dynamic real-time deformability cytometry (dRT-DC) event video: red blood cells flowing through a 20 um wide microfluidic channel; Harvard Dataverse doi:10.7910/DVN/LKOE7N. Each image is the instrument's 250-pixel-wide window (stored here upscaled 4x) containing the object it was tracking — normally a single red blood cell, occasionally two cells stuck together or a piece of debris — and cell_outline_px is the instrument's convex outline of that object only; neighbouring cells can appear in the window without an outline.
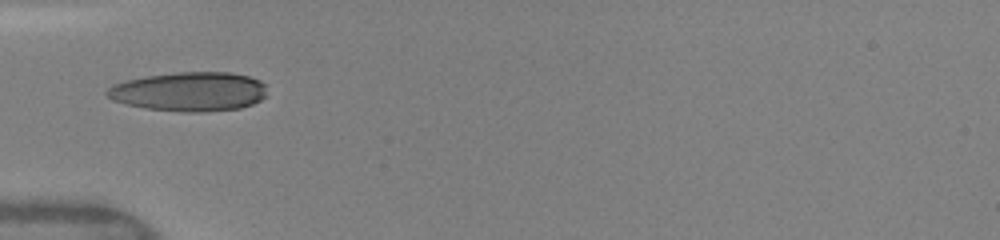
{"species": "human", "species_latin": "Homo sapiens", "temperature_condition": "warm", "stored_images_in_passage": 33, "camera_frame_rate_fps": 3000, "um_per_image_px": 0.085, "donor": {"sex": "female"}, "frame": {"image": 1, "passage_image": 1, "time_ms": 0.0, "image_size_px": [1000, 240], "cell_outline_px": [[264, 96], [260, 100], [252, 104], [240, 108], [204, 112], [184, 112], [144, 108], [112, 100], [104, 92], [112, 84], [124, 80], [148, 76], [176, 72], [228, 72], [248, 76], [260, 80], [264, 84]], "centroid_in_image_um": [16.06, 7.78], "position_along_channel_um": 68.9, "area_um2": 36.53}}
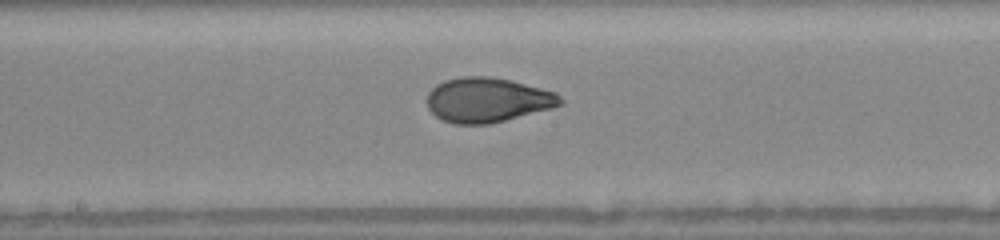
{"frame": {"image": 2, "passage_image": 11, "time_ms": 3.333, "image_size_px": [1000, 240], "cell_outline_px": [[564, 104], [552, 108], [488, 124], [452, 124], [436, 116], [428, 108], [428, 92], [436, 84], [444, 80], [464, 76], [488, 76], [512, 80], [556, 92], [564, 100]], "centroid_in_image_um": [41.45, 8.49], "position_along_channel_um": 206.7, "area_um2": 34.74}}
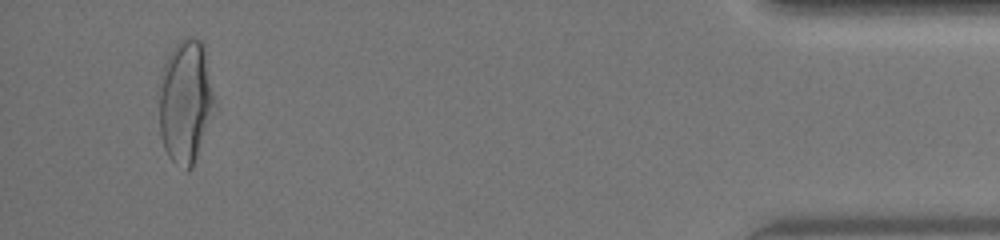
{"frame": {"image": 3, "passage_image": 31, "time_ms": 10.0, "image_size_px": [1000, 240], "cell_outline_px": [[216, 100], [192, 168], [188, 172], [184, 172], [168, 156], [164, 148], [160, 136], [160, 76], [164, 64], [168, 56], [176, 44], [180, 40], [188, 36], [196, 36], [204, 44]], "centroid_in_image_um": [15.77, 8.6], "position_along_channel_um": 419.4, "area_um2": 39.88}, "authors_computed_cell_mechanics": {"area_um2": 34.5644, "velocity_mm_per_s": 4.1446, "shape_relaxation_time_tau1_ms": 4.3501, "shape_relaxation_time_tau2_ms": 0.8031, "deformation_change_tau1": 0.2005, "deformation_change_tau2": 0.0548}}